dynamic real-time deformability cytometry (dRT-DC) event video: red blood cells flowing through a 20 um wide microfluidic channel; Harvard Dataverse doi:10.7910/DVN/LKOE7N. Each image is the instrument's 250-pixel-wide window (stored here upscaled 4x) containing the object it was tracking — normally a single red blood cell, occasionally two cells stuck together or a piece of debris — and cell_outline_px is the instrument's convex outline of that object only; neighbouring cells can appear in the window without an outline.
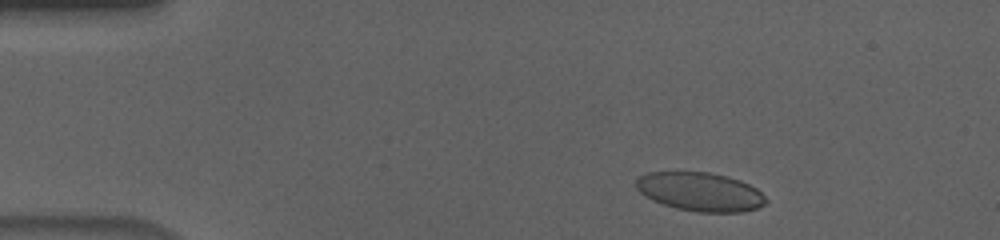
{"species": "human", "species_latin": "Homo sapiens", "temperature_condition": "cold", "stored_images_in_passage": 52, "camera_frame_rate_fps": 3000, "um_per_image_px": 0.085, "donor": {"sex": "male"}, "frame": {"image": 1, "passage_image": 4, "time_ms": 1.0, "image_size_px": [1000, 240], "cell_outline_px": [[768, 200], [764, 204], [756, 208], [740, 212], [696, 212], [676, 208], [652, 200], [644, 196], [636, 188], [636, 180], [640, 176], [648, 172], [708, 172], [728, 176], [740, 180], [756, 188]], "centroid_in_image_um": [59.5, 16.3], "position_along_channel_um": 25.5, "area_um2": 29.25}}
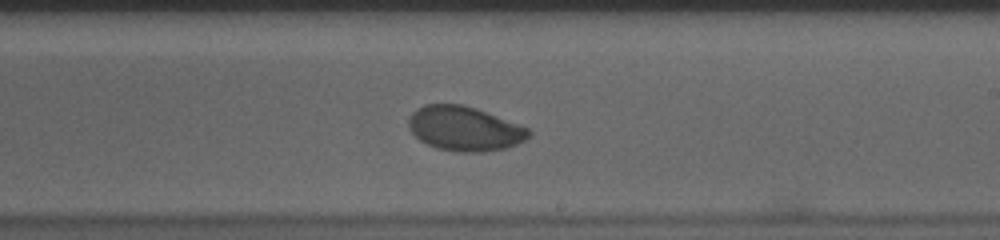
{"frame": {"image": 2, "passage_image": 29, "time_ms": 9.333, "image_size_px": [1000, 240], "cell_outline_px": [[532, 132], [524, 140], [516, 144], [504, 148], [484, 152], [456, 152], [436, 148], [420, 140], [408, 128], [408, 116], [416, 108], [424, 104], [464, 104], [476, 108], [528, 128]], "centroid_in_image_um": [39.43, 10.92], "position_along_channel_um": 249.6, "area_um2": 31.15}}
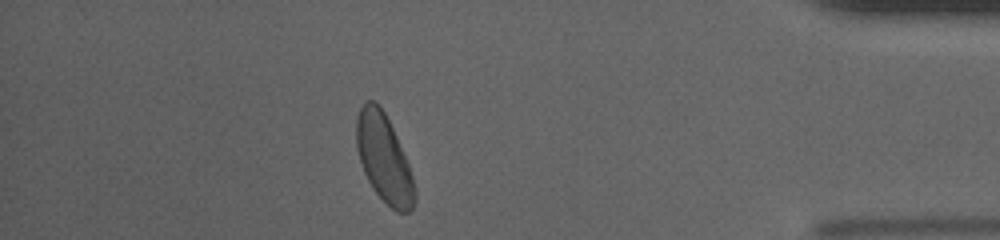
{"frame": {"image": 3, "passage_image": 45, "time_ms": 14.667, "image_size_px": [1000, 240], "cell_outline_px": [[416, 200], [412, 208], [408, 212], [396, 212], [372, 188], [364, 172], [356, 148], [356, 116], [360, 108], [368, 100], [372, 100], [384, 112], [396, 136], [408, 164], [412, 176], [416, 192]], "centroid_in_image_um": [32.63, 13.48], "position_along_channel_um": 402.6, "area_um2": 29.36}, "authors_computed_cell_mechanics": {"area_um2": 30.634, "velocity_mm_per_s": 3.6237, "shape_relaxation_time_tau1_ms": 4.5664, "shape_relaxation_time_tau2_ms": 1.8105, "deformation_change_tau1": 0.1151, "deformation_change_tau2": 0.0494}}